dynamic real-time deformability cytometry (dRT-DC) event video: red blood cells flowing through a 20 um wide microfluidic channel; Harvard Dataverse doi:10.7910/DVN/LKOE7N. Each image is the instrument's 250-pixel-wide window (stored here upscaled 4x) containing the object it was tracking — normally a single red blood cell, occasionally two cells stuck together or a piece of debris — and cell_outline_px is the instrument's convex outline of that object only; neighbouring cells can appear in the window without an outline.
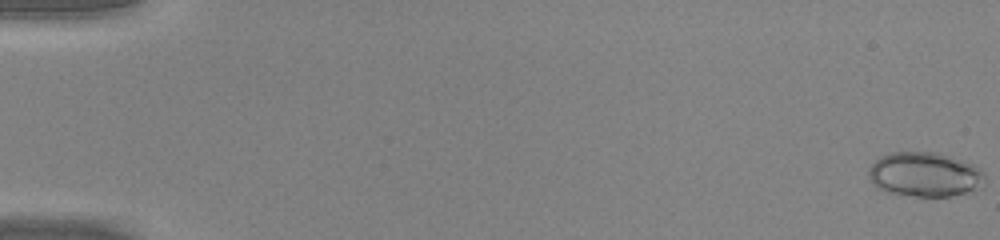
{"species": "common noctule bat (a hibernating species)", "species_latin": "Nyctalus noctula", "temperature_condition": "warm", "stored_images_in_passage": 49, "camera_frame_rate_fps": 3000, "um_per_image_px": 0.085, "animal": {"sex": "male", "body_mass_g": 20.0, "forearm_length_mm": 53.3}, "frame": {"image": 1, "passage_image": 1, "time_ms": 0.0, "image_size_px": [1000, 240], "cell_outline_px": [[984, 184], [964, 192], [948, 196], [916, 196], [888, 192], [880, 188], [872, 180], [868, 172], [868, 168], [880, 156], [892, 152], [936, 152], [952, 156], [972, 164], [980, 168], [984, 172]], "centroid_in_image_um": [78.61, 14.8], "position_along_channel_um": 6.4, "area_um2": 29.71}}
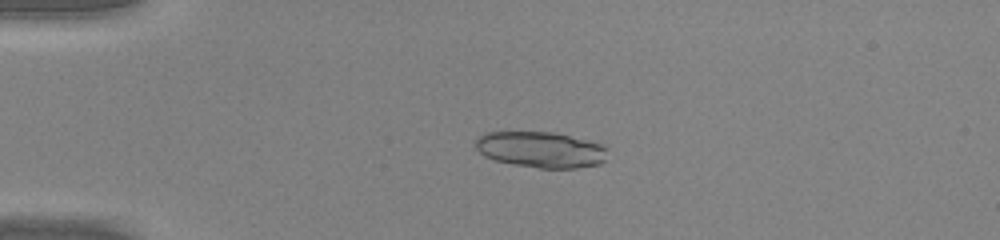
{"frame": {"image": 2, "passage_image": 13, "time_ms": 4.0, "image_size_px": [1000, 240], "cell_outline_px": [[608, 148], [604, 160], [600, 164], [576, 168], [540, 168], [512, 164], [496, 160], [484, 156], [476, 148], [476, 140], [484, 132], [552, 132], [600, 144]], "centroid_in_image_um": [45.95, 12.72], "position_along_channel_um": 39.0, "area_um2": 27.4}}